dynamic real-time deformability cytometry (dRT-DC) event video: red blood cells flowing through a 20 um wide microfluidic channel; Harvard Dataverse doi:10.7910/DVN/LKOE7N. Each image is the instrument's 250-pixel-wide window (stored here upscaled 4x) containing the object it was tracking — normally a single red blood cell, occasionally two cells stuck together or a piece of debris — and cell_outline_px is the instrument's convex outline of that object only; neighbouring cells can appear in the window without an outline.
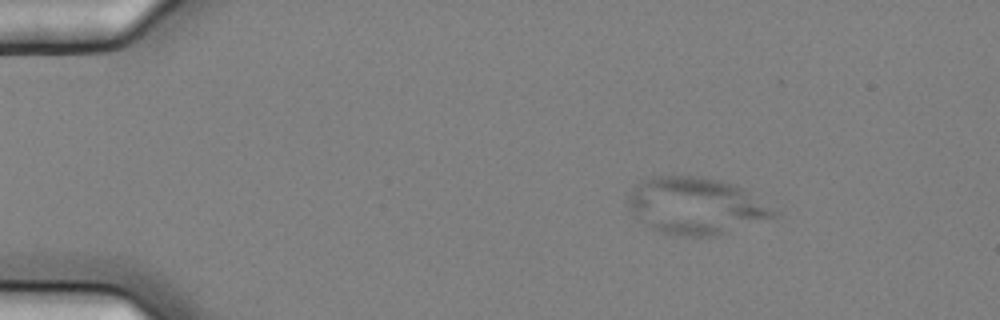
{"species": "common noctule bat (a hibernating species)", "species_latin": "Nyctalus noctula", "temperature_condition": "cold", "stored_images_in_passage": 49, "camera_frame_rate_fps": 3000, "um_per_image_px": 0.085, "animal": {"sex": "female", "body_mass_g": 25.1}, "frame": {"image": 1, "passage_image": 1, "time_ms": 0.0, "image_size_px": [1000, 320], "cell_outline_px": [[780, 216], [776, 220], [712, 236], [672, 236], [652, 228], [632, 212], [628, 204], [628, 196], [636, 184], [640, 180], [652, 176], [704, 176], [736, 184], [780, 212]], "centroid_in_image_um": [59.25, 17.5], "position_along_channel_um": 25.8, "area_um2": 48.9}}
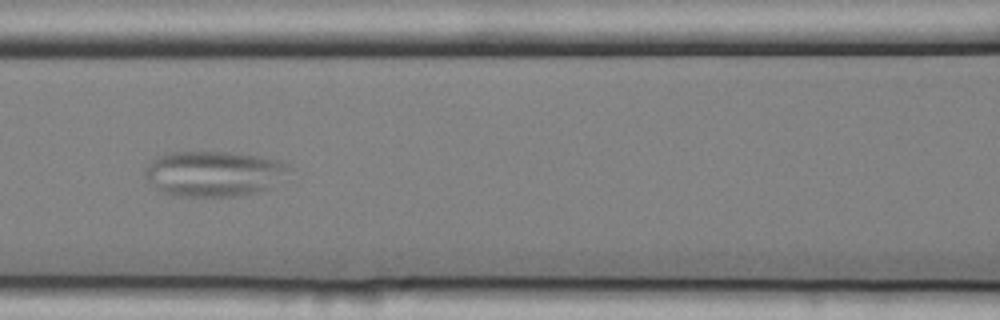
{"frame": {"image": 2, "passage_image": 18, "time_ms": 5.667, "image_size_px": [1000, 320], "cell_outline_px": [[288, 164], [268, 188], [260, 192], [240, 196], [176, 196], [160, 192], [144, 176], [144, 168], [156, 156], [164, 152], [232, 152], [264, 156], [280, 160]], "centroid_in_image_um": [18.04, 14.74], "position_along_channel_um": 148.6, "area_um2": 37.92}}
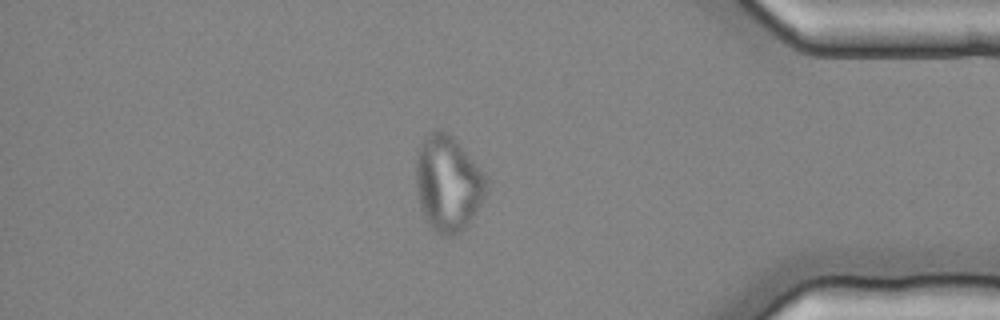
{"frame": {"image": 3, "passage_image": 41, "time_ms": 13.333, "image_size_px": [1000, 320], "cell_outline_px": [[488, 188], [480, 204], [468, 224], [456, 236], [444, 236], [436, 232], [432, 228], [424, 216], [420, 208], [416, 188], [416, 156], [420, 144], [432, 132], [440, 128], [452, 136], [456, 140], [484, 172], [488, 180]], "centroid_in_image_um": [38.08, 15.61], "position_along_channel_um": 397.1, "area_um2": 39.25}}